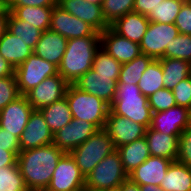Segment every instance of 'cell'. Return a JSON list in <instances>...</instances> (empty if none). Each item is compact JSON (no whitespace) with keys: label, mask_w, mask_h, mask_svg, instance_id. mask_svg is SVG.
I'll use <instances>...</instances> for the list:
<instances>
[{"label":"cell","mask_w":191,"mask_h":191,"mask_svg":"<svg viewBox=\"0 0 191 191\" xmlns=\"http://www.w3.org/2000/svg\"><path fill=\"white\" fill-rule=\"evenodd\" d=\"M65 154L51 143L34 149L20 151L17 164L29 191H45L57 167Z\"/></svg>","instance_id":"1"},{"label":"cell","mask_w":191,"mask_h":191,"mask_svg":"<svg viewBox=\"0 0 191 191\" xmlns=\"http://www.w3.org/2000/svg\"><path fill=\"white\" fill-rule=\"evenodd\" d=\"M100 46V36L69 39L58 66V73L69 84H73L80 76L92 69L95 53Z\"/></svg>","instance_id":"2"},{"label":"cell","mask_w":191,"mask_h":191,"mask_svg":"<svg viewBox=\"0 0 191 191\" xmlns=\"http://www.w3.org/2000/svg\"><path fill=\"white\" fill-rule=\"evenodd\" d=\"M110 110L114 114L129 118L146 128L151 125L152 110L148 103V97L141 93L138 85L117 84Z\"/></svg>","instance_id":"3"},{"label":"cell","mask_w":191,"mask_h":191,"mask_svg":"<svg viewBox=\"0 0 191 191\" xmlns=\"http://www.w3.org/2000/svg\"><path fill=\"white\" fill-rule=\"evenodd\" d=\"M65 97L73 118L94 124L99 130L104 129L110 105L104 100L81 91L69 84Z\"/></svg>","instance_id":"4"},{"label":"cell","mask_w":191,"mask_h":191,"mask_svg":"<svg viewBox=\"0 0 191 191\" xmlns=\"http://www.w3.org/2000/svg\"><path fill=\"white\" fill-rule=\"evenodd\" d=\"M115 150L109 134L101 129L72 150L70 154L75 159L81 173L86 177L102 159Z\"/></svg>","instance_id":"5"},{"label":"cell","mask_w":191,"mask_h":191,"mask_svg":"<svg viewBox=\"0 0 191 191\" xmlns=\"http://www.w3.org/2000/svg\"><path fill=\"white\" fill-rule=\"evenodd\" d=\"M128 179L117 150L102 159L85 177V185L104 191H117Z\"/></svg>","instance_id":"6"},{"label":"cell","mask_w":191,"mask_h":191,"mask_svg":"<svg viewBox=\"0 0 191 191\" xmlns=\"http://www.w3.org/2000/svg\"><path fill=\"white\" fill-rule=\"evenodd\" d=\"M20 95H26L44 79L58 74V67L35 53L15 68L14 72Z\"/></svg>","instance_id":"7"},{"label":"cell","mask_w":191,"mask_h":191,"mask_svg":"<svg viewBox=\"0 0 191 191\" xmlns=\"http://www.w3.org/2000/svg\"><path fill=\"white\" fill-rule=\"evenodd\" d=\"M179 34L175 24L150 22L139 43L141 53L154 60L164 58L166 47H170L171 42Z\"/></svg>","instance_id":"8"},{"label":"cell","mask_w":191,"mask_h":191,"mask_svg":"<svg viewBox=\"0 0 191 191\" xmlns=\"http://www.w3.org/2000/svg\"><path fill=\"white\" fill-rule=\"evenodd\" d=\"M85 186V176L70 153H65L53 171L45 191H73Z\"/></svg>","instance_id":"9"},{"label":"cell","mask_w":191,"mask_h":191,"mask_svg":"<svg viewBox=\"0 0 191 191\" xmlns=\"http://www.w3.org/2000/svg\"><path fill=\"white\" fill-rule=\"evenodd\" d=\"M49 29L68 40L86 36H100V33L92 26L68 13L58 4L53 7Z\"/></svg>","instance_id":"10"},{"label":"cell","mask_w":191,"mask_h":191,"mask_svg":"<svg viewBox=\"0 0 191 191\" xmlns=\"http://www.w3.org/2000/svg\"><path fill=\"white\" fill-rule=\"evenodd\" d=\"M104 130L109 134L116 149L145 137L147 128L129 118L116 115L110 110Z\"/></svg>","instance_id":"11"},{"label":"cell","mask_w":191,"mask_h":191,"mask_svg":"<svg viewBox=\"0 0 191 191\" xmlns=\"http://www.w3.org/2000/svg\"><path fill=\"white\" fill-rule=\"evenodd\" d=\"M98 130L90 122L73 118L69 124L53 134V144L65 153H70Z\"/></svg>","instance_id":"12"},{"label":"cell","mask_w":191,"mask_h":191,"mask_svg":"<svg viewBox=\"0 0 191 191\" xmlns=\"http://www.w3.org/2000/svg\"><path fill=\"white\" fill-rule=\"evenodd\" d=\"M69 83L58 73L44 79L25 96L34 110H40L65 97Z\"/></svg>","instance_id":"13"},{"label":"cell","mask_w":191,"mask_h":191,"mask_svg":"<svg viewBox=\"0 0 191 191\" xmlns=\"http://www.w3.org/2000/svg\"><path fill=\"white\" fill-rule=\"evenodd\" d=\"M191 124V110L174 106L166 111L152 113L150 127L167 135H180Z\"/></svg>","instance_id":"14"},{"label":"cell","mask_w":191,"mask_h":191,"mask_svg":"<svg viewBox=\"0 0 191 191\" xmlns=\"http://www.w3.org/2000/svg\"><path fill=\"white\" fill-rule=\"evenodd\" d=\"M117 83L118 80H113V75L97 74L93 69H90L80 76L73 85L111 105L115 98Z\"/></svg>","instance_id":"15"},{"label":"cell","mask_w":191,"mask_h":191,"mask_svg":"<svg viewBox=\"0 0 191 191\" xmlns=\"http://www.w3.org/2000/svg\"><path fill=\"white\" fill-rule=\"evenodd\" d=\"M33 110L27 97L21 95L0 111V127L20 138Z\"/></svg>","instance_id":"16"},{"label":"cell","mask_w":191,"mask_h":191,"mask_svg":"<svg viewBox=\"0 0 191 191\" xmlns=\"http://www.w3.org/2000/svg\"><path fill=\"white\" fill-rule=\"evenodd\" d=\"M19 142L21 151L53 143V133L50 131L39 110H33L30 114L27 125L19 138Z\"/></svg>","instance_id":"17"},{"label":"cell","mask_w":191,"mask_h":191,"mask_svg":"<svg viewBox=\"0 0 191 191\" xmlns=\"http://www.w3.org/2000/svg\"><path fill=\"white\" fill-rule=\"evenodd\" d=\"M101 47L121 64L134 60L141 53L138 43L116 33L110 26L100 33Z\"/></svg>","instance_id":"18"},{"label":"cell","mask_w":191,"mask_h":191,"mask_svg":"<svg viewBox=\"0 0 191 191\" xmlns=\"http://www.w3.org/2000/svg\"><path fill=\"white\" fill-rule=\"evenodd\" d=\"M58 5L68 13L88 23L99 33L109 27L103 17L100 5L86 0H58Z\"/></svg>","instance_id":"19"},{"label":"cell","mask_w":191,"mask_h":191,"mask_svg":"<svg viewBox=\"0 0 191 191\" xmlns=\"http://www.w3.org/2000/svg\"><path fill=\"white\" fill-rule=\"evenodd\" d=\"M172 162L167 158L150 156L133 170L128 178L138 185L153 184L160 186L161 180H163Z\"/></svg>","instance_id":"20"},{"label":"cell","mask_w":191,"mask_h":191,"mask_svg":"<svg viewBox=\"0 0 191 191\" xmlns=\"http://www.w3.org/2000/svg\"><path fill=\"white\" fill-rule=\"evenodd\" d=\"M67 42L68 39L48 29L42 33L33 53L58 67L66 51Z\"/></svg>","instance_id":"21"},{"label":"cell","mask_w":191,"mask_h":191,"mask_svg":"<svg viewBox=\"0 0 191 191\" xmlns=\"http://www.w3.org/2000/svg\"><path fill=\"white\" fill-rule=\"evenodd\" d=\"M149 23L147 16L137 12H129L118 18L110 27L119 35L139 44Z\"/></svg>","instance_id":"22"},{"label":"cell","mask_w":191,"mask_h":191,"mask_svg":"<svg viewBox=\"0 0 191 191\" xmlns=\"http://www.w3.org/2000/svg\"><path fill=\"white\" fill-rule=\"evenodd\" d=\"M180 135H167L148 127L145 138L151 156L167 158L176 161L178 140Z\"/></svg>","instance_id":"23"},{"label":"cell","mask_w":191,"mask_h":191,"mask_svg":"<svg viewBox=\"0 0 191 191\" xmlns=\"http://www.w3.org/2000/svg\"><path fill=\"white\" fill-rule=\"evenodd\" d=\"M34 52L25 42L7 29L0 38V55L15 69Z\"/></svg>","instance_id":"24"},{"label":"cell","mask_w":191,"mask_h":191,"mask_svg":"<svg viewBox=\"0 0 191 191\" xmlns=\"http://www.w3.org/2000/svg\"><path fill=\"white\" fill-rule=\"evenodd\" d=\"M116 150L128 175L151 156L145 137L122 145Z\"/></svg>","instance_id":"25"},{"label":"cell","mask_w":191,"mask_h":191,"mask_svg":"<svg viewBox=\"0 0 191 191\" xmlns=\"http://www.w3.org/2000/svg\"><path fill=\"white\" fill-rule=\"evenodd\" d=\"M164 191H191V167L174 161L161 180Z\"/></svg>","instance_id":"26"},{"label":"cell","mask_w":191,"mask_h":191,"mask_svg":"<svg viewBox=\"0 0 191 191\" xmlns=\"http://www.w3.org/2000/svg\"><path fill=\"white\" fill-rule=\"evenodd\" d=\"M163 83L166 89L173 90L182 80L191 76V63L177 58H161Z\"/></svg>","instance_id":"27"},{"label":"cell","mask_w":191,"mask_h":191,"mask_svg":"<svg viewBox=\"0 0 191 191\" xmlns=\"http://www.w3.org/2000/svg\"><path fill=\"white\" fill-rule=\"evenodd\" d=\"M8 10L15 18L28 22L43 32L50 28L53 7H8Z\"/></svg>","instance_id":"28"},{"label":"cell","mask_w":191,"mask_h":191,"mask_svg":"<svg viewBox=\"0 0 191 191\" xmlns=\"http://www.w3.org/2000/svg\"><path fill=\"white\" fill-rule=\"evenodd\" d=\"M50 131L54 134L73 119L66 97L39 110Z\"/></svg>","instance_id":"29"},{"label":"cell","mask_w":191,"mask_h":191,"mask_svg":"<svg viewBox=\"0 0 191 191\" xmlns=\"http://www.w3.org/2000/svg\"><path fill=\"white\" fill-rule=\"evenodd\" d=\"M7 30L33 50L43 33L42 30L30 25L28 22L15 18L10 12L7 18Z\"/></svg>","instance_id":"30"},{"label":"cell","mask_w":191,"mask_h":191,"mask_svg":"<svg viewBox=\"0 0 191 191\" xmlns=\"http://www.w3.org/2000/svg\"><path fill=\"white\" fill-rule=\"evenodd\" d=\"M154 59L145 54H140L134 60L122 64L117 84L137 85L143 72Z\"/></svg>","instance_id":"31"},{"label":"cell","mask_w":191,"mask_h":191,"mask_svg":"<svg viewBox=\"0 0 191 191\" xmlns=\"http://www.w3.org/2000/svg\"><path fill=\"white\" fill-rule=\"evenodd\" d=\"M137 85L141 90V93L146 97H149L156 91L164 88L163 72L159 60H153L150 63L147 69L143 72Z\"/></svg>","instance_id":"32"},{"label":"cell","mask_w":191,"mask_h":191,"mask_svg":"<svg viewBox=\"0 0 191 191\" xmlns=\"http://www.w3.org/2000/svg\"><path fill=\"white\" fill-rule=\"evenodd\" d=\"M186 0H164L148 16L150 22L174 24L178 13Z\"/></svg>","instance_id":"33"},{"label":"cell","mask_w":191,"mask_h":191,"mask_svg":"<svg viewBox=\"0 0 191 191\" xmlns=\"http://www.w3.org/2000/svg\"><path fill=\"white\" fill-rule=\"evenodd\" d=\"M121 67L122 64L100 46L95 53L92 69L97 74L113 75V80H118Z\"/></svg>","instance_id":"34"},{"label":"cell","mask_w":191,"mask_h":191,"mask_svg":"<svg viewBox=\"0 0 191 191\" xmlns=\"http://www.w3.org/2000/svg\"><path fill=\"white\" fill-rule=\"evenodd\" d=\"M0 191H29L17 163L0 167Z\"/></svg>","instance_id":"35"},{"label":"cell","mask_w":191,"mask_h":191,"mask_svg":"<svg viewBox=\"0 0 191 191\" xmlns=\"http://www.w3.org/2000/svg\"><path fill=\"white\" fill-rule=\"evenodd\" d=\"M135 0H103L102 14L106 23L110 26L118 18L133 12Z\"/></svg>","instance_id":"36"},{"label":"cell","mask_w":191,"mask_h":191,"mask_svg":"<svg viewBox=\"0 0 191 191\" xmlns=\"http://www.w3.org/2000/svg\"><path fill=\"white\" fill-rule=\"evenodd\" d=\"M164 58H177L191 63V35H177L170 47H166Z\"/></svg>","instance_id":"37"},{"label":"cell","mask_w":191,"mask_h":191,"mask_svg":"<svg viewBox=\"0 0 191 191\" xmlns=\"http://www.w3.org/2000/svg\"><path fill=\"white\" fill-rule=\"evenodd\" d=\"M148 103L152 113L166 111L176 106L172 90L165 87L150 95L148 97Z\"/></svg>","instance_id":"38"},{"label":"cell","mask_w":191,"mask_h":191,"mask_svg":"<svg viewBox=\"0 0 191 191\" xmlns=\"http://www.w3.org/2000/svg\"><path fill=\"white\" fill-rule=\"evenodd\" d=\"M20 96L15 74L0 78V111Z\"/></svg>","instance_id":"39"},{"label":"cell","mask_w":191,"mask_h":191,"mask_svg":"<svg viewBox=\"0 0 191 191\" xmlns=\"http://www.w3.org/2000/svg\"><path fill=\"white\" fill-rule=\"evenodd\" d=\"M176 161L191 167V124L179 136Z\"/></svg>","instance_id":"40"},{"label":"cell","mask_w":191,"mask_h":191,"mask_svg":"<svg viewBox=\"0 0 191 191\" xmlns=\"http://www.w3.org/2000/svg\"><path fill=\"white\" fill-rule=\"evenodd\" d=\"M176 105L189 108L191 110V76L182 80L172 90Z\"/></svg>","instance_id":"41"},{"label":"cell","mask_w":191,"mask_h":191,"mask_svg":"<svg viewBox=\"0 0 191 191\" xmlns=\"http://www.w3.org/2000/svg\"><path fill=\"white\" fill-rule=\"evenodd\" d=\"M180 34L191 35V0H186L174 22Z\"/></svg>","instance_id":"42"},{"label":"cell","mask_w":191,"mask_h":191,"mask_svg":"<svg viewBox=\"0 0 191 191\" xmlns=\"http://www.w3.org/2000/svg\"><path fill=\"white\" fill-rule=\"evenodd\" d=\"M0 148L12 151L18 156L21 151L19 138L0 127Z\"/></svg>","instance_id":"43"},{"label":"cell","mask_w":191,"mask_h":191,"mask_svg":"<svg viewBox=\"0 0 191 191\" xmlns=\"http://www.w3.org/2000/svg\"><path fill=\"white\" fill-rule=\"evenodd\" d=\"M58 0H8V7H54Z\"/></svg>","instance_id":"44"},{"label":"cell","mask_w":191,"mask_h":191,"mask_svg":"<svg viewBox=\"0 0 191 191\" xmlns=\"http://www.w3.org/2000/svg\"><path fill=\"white\" fill-rule=\"evenodd\" d=\"M163 1L164 0H135L133 12H137L148 17Z\"/></svg>","instance_id":"45"},{"label":"cell","mask_w":191,"mask_h":191,"mask_svg":"<svg viewBox=\"0 0 191 191\" xmlns=\"http://www.w3.org/2000/svg\"><path fill=\"white\" fill-rule=\"evenodd\" d=\"M17 163V155L12 152L0 148V167L13 166Z\"/></svg>","instance_id":"46"},{"label":"cell","mask_w":191,"mask_h":191,"mask_svg":"<svg viewBox=\"0 0 191 191\" xmlns=\"http://www.w3.org/2000/svg\"><path fill=\"white\" fill-rule=\"evenodd\" d=\"M15 69L0 55V78L13 76Z\"/></svg>","instance_id":"47"},{"label":"cell","mask_w":191,"mask_h":191,"mask_svg":"<svg viewBox=\"0 0 191 191\" xmlns=\"http://www.w3.org/2000/svg\"><path fill=\"white\" fill-rule=\"evenodd\" d=\"M117 191H141L138 184L132 182L129 178L125 180L118 188Z\"/></svg>","instance_id":"48"},{"label":"cell","mask_w":191,"mask_h":191,"mask_svg":"<svg viewBox=\"0 0 191 191\" xmlns=\"http://www.w3.org/2000/svg\"><path fill=\"white\" fill-rule=\"evenodd\" d=\"M141 191H164L160 186L153 184L139 185Z\"/></svg>","instance_id":"49"},{"label":"cell","mask_w":191,"mask_h":191,"mask_svg":"<svg viewBox=\"0 0 191 191\" xmlns=\"http://www.w3.org/2000/svg\"><path fill=\"white\" fill-rule=\"evenodd\" d=\"M7 18L8 15H0V38L7 29Z\"/></svg>","instance_id":"50"},{"label":"cell","mask_w":191,"mask_h":191,"mask_svg":"<svg viewBox=\"0 0 191 191\" xmlns=\"http://www.w3.org/2000/svg\"><path fill=\"white\" fill-rule=\"evenodd\" d=\"M0 15H9L8 0H0Z\"/></svg>","instance_id":"51"},{"label":"cell","mask_w":191,"mask_h":191,"mask_svg":"<svg viewBox=\"0 0 191 191\" xmlns=\"http://www.w3.org/2000/svg\"><path fill=\"white\" fill-rule=\"evenodd\" d=\"M82 191H104V190H100V189H95V188H92V187H89V186H84L82 188Z\"/></svg>","instance_id":"52"},{"label":"cell","mask_w":191,"mask_h":191,"mask_svg":"<svg viewBox=\"0 0 191 191\" xmlns=\"http://www.w3.org/2000/svg\"><path fill=\"white\" fill-rule=\"evenodd\" d=\"M87 2H90V3H94V4H97V5H102L103 3V0H86Z\"/></svg>","instance_id":"53"},{"label":"cell","mask_w":191,"mask_h":191,"mask_svg":"<svg viewBox=\"0 0 191 191\" xmlns=\"http://www.w3.org/2000/svg\"><path fill=\"white\" fill-rule=\"evenodd\" d=\"M73 191H82V188H79V189H76V190H73Z\"/></svg>","instance_id":"54"}]
</instances>
